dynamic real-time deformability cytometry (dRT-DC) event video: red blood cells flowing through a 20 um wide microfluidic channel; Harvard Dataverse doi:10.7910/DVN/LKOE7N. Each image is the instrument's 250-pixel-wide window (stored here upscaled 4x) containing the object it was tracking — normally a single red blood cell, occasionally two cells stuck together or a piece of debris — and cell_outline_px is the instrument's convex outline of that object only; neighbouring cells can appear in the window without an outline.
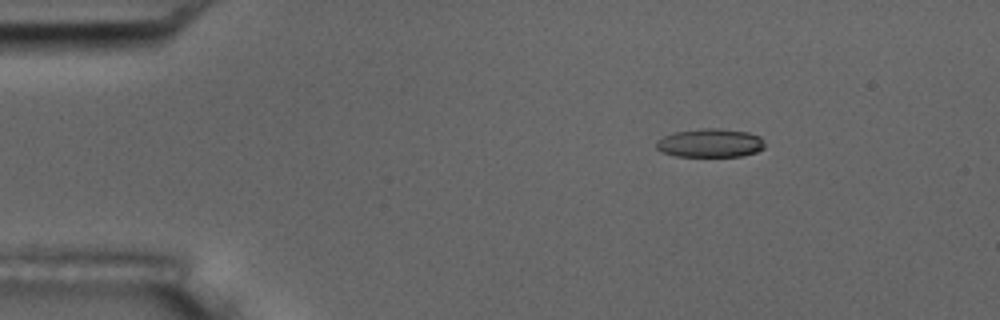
{"species": "common noctule bat (a hibernating species)", "species_latin": "Nyctalus noctula", "temperature_condition": "room temperature", "stored_images_in_passage": 5, "camera_frame_rate_fps": 3000, "um_per_image_px": 0.085, "animal": {"sex": "male", "body_mass_g": 17.5, "forearm_length_mm": 52.3}, "frame": {"image": 1, "passage_image": 2, "time_ms": 1.0, "image_size_px": [1000, 320], "cell_outline_px": [[764, 148], [756, 152], [740, 156], [676, 156], [664, 152], [656, 148], [656, 140], [664, 136], [676, 132], [700, 128], [720, 128], [748, 132], [760, 136], [764, 140]], "centroid_in_image_um": [60.38, 12.14], "position_along_channel_um": 24.6, "area_um2": 18.09}}
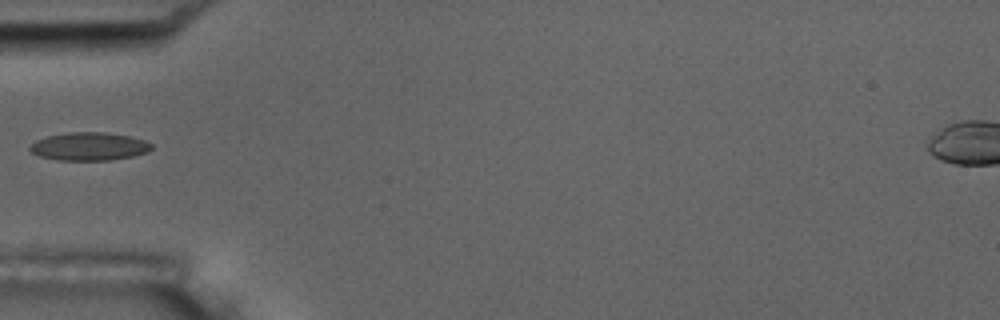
{"frame": {"image": 2, "passage_image": 5, "time_ms": 4.333, "image_size_px": [1000, 320], "cell_outline_px": [[152, 148], [148, 152], [132, 156], [108, 160], [56, 160], [40, 156], [32, 152], [28, 148], [36, 140], [48, 136], [68, 132], [104, 132], [128, 136], [144, 140], [152, 144]], "centroid_in_image_um": [7.57, 12.44], "position_along_channel_um": 77.4, "area_um2": 19.77}}